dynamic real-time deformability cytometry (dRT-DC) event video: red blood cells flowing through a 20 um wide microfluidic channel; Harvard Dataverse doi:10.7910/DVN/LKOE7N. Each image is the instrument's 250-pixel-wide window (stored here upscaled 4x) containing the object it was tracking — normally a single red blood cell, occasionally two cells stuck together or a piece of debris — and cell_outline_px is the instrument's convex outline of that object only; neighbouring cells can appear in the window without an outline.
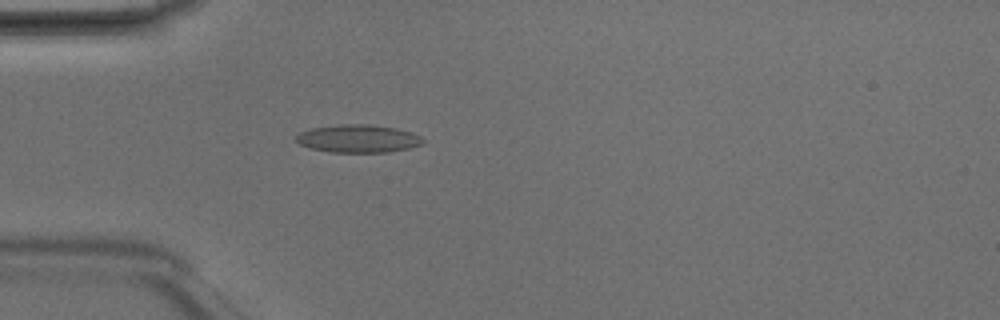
{"species": "Egyptian fruit bat (a non-hibernating species)", "species_latin": "Rousettus aegyptiacus", "temperature_condition": "room temperature", "stored_images_in_passage": 3, "camera_frame_rate_fps": 3000, "um_per_image_px": 0.085, "animal": {"sex": "male"}, "frame": {"image": 1, "passage_image": 3, "time_ms": 0.667, "image_size_px": [1000, 320], "cell_outline_px": [[424, 140], [420, 144], [408, 148], [388, 152], [332, 152], [312, 148], [300, 144], [296, 140], [296, 136], [300, 132], [312, 128], [340, 124], [368, 124], [396, 128], [412, 132], [420, 136]], "centroid_in_image_um": [30.44, 11.77], "position_along_channel_um": 54.6, "area_um2": 20.4}}